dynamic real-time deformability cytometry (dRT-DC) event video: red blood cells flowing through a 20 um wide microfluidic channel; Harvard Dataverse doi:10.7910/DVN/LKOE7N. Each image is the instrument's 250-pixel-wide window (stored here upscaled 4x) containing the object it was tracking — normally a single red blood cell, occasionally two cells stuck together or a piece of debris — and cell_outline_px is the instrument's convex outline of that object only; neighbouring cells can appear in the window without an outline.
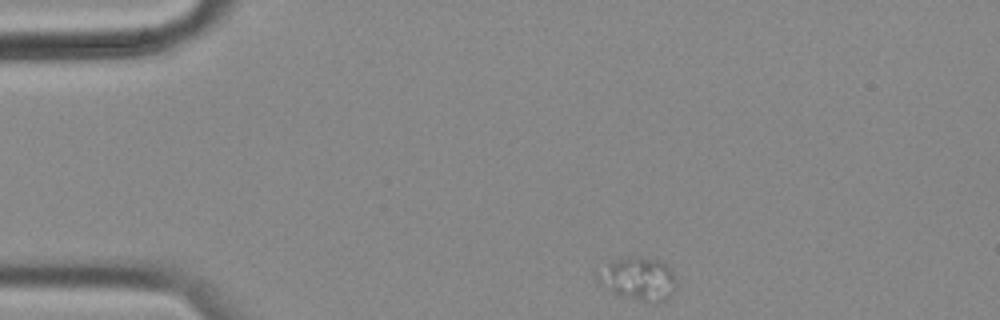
{"species": "common noctule bat (a hibernating species)", "species_latin": "Nyctalus noctula", "temperature_condition": "cold", "stored_images_in_passage": 29, "camera_frame_rate_fps": 3000, "um_per_image_px": 0.085, "animal": {"sex": "female", "body_mass_g": 18.4}, "frame": {"image": 1, "passage_image": 1, "time_ms": 0.0, "image_size_px": [1000, 320], "cell_outline_px": [[676, 288], [664, 300], [656, 304], [624, 296], [608, 288], [596, 276], [596, 272], [608, 264], [624, 256], [636, 256], [656, 260], [664, 264], [672, 272], [676, 280]], "centroid_in_image_um": [54.29, 23.69], "position_along_channel_um": 30.7, "area_um2": 19.13}}
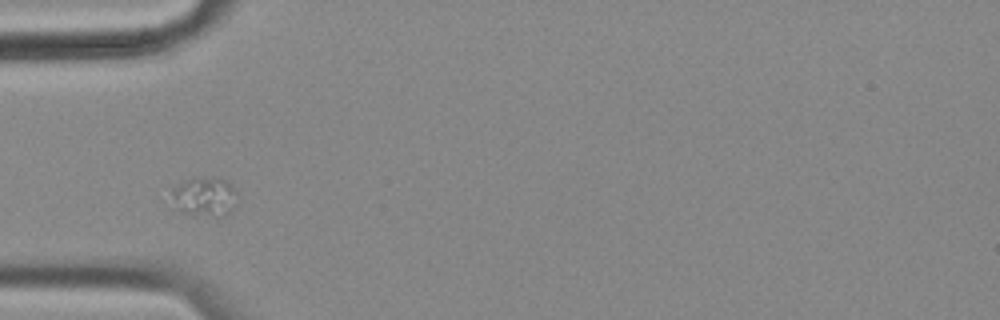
{"frame": {"image": 2, "passage_image": 9, "time_ms": 2.667, "image_size_px": [1000, 320], "cell_outline_px": [[236, 204], [224, 216], [212, 216], [184, 212], [176, 208], [172, 196], [172, 188], [192, 176], [220, 176], [232, 184], [236, 192]], "centroid_in_image_um": [17.42, 16.65], "position_along_channel_um": 67.6, "area_um2": 15.26}}
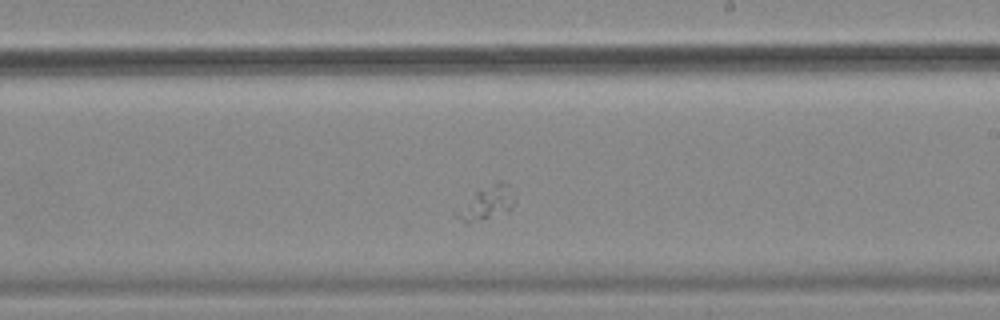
{"frame": {"image": 3, "passage_image": 25, "time_ms": 8.0, "image_size_px": [1000, 320], "cell_outline_px": [[516, 200], [512, 208], [508, 212], [468, 224], [464, 224], [456, 216], [456, 212], [476, 192], [500, 180], [508, 184], [516, 192]], "centroid_in_image_um": [41.47, 17.27], "position_along_channel_um": 247.5, "area_um2": 11.33}}